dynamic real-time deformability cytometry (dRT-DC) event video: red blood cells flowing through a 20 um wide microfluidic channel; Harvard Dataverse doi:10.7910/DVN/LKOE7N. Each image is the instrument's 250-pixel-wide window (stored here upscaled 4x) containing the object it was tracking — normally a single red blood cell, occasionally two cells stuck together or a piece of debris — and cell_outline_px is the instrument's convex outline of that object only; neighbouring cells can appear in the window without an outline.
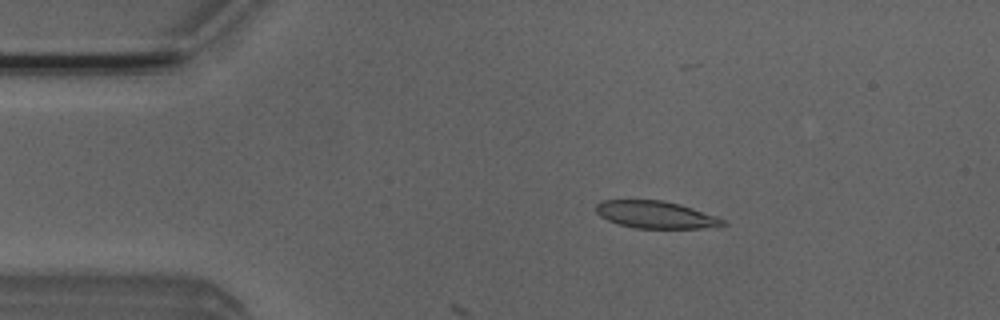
{"species": "Egyptian fruit bat (a non-hibernating species)", "species_latin": "Rousettus aegyptiacus", "temperature_condition": "room temperature", "stored_images_in_passage": 6, "camera_frame_rate_fps": 3000, "um_per_image_px": 0.085, "animal": {"sex": "male"}, "frame": {"image": 1, "passage_image": 1, "time_ms": 0.0, "image_size_px": [1000, 320], "cell_outline_px": [[728, 224], [720, 228], [632, 228], [608, 220], [600, 216], [596, 212], [596, 204], [600, 200], [664, 200], [680, 204], [716, 216], [724, 220]], "centroid_in_image_um": [55.77, 18.25], "position_along_channel_um": 29.2, "area_um2": 20.35}}